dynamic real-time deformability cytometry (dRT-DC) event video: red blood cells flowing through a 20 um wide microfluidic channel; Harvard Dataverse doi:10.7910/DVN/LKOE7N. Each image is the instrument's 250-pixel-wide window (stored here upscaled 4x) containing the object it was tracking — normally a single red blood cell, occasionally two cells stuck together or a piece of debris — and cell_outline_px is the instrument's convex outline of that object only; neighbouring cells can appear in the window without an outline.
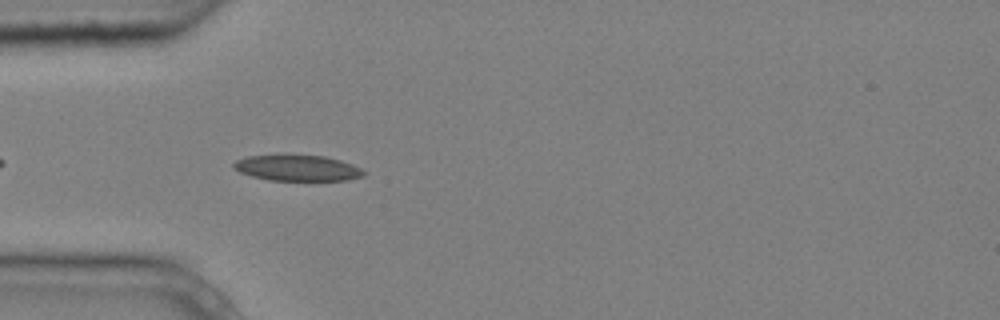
{"species": "common noctule bat (a hibernating species)", "species_latin": "Nyctalus noctula", "temperature_condition": "cold", "stored_images_in_passage": 6, "camera_frame_rate_fps": 3000, "um_per_image_px": 0.085, "animal": {"sex": "male", "body_mass_g": 20.4}, "frame": {"image": 1, "passage_image": 4, "time_ms": 1.0, "image_size_px": [1000, 320], "cell_outline_px": [[368, 172], [364, 176], [348, 180], [268, 180], [252, 176], [240, 172], [232, 168], [232, 164], [236, 160], [248, 156], [324, 156], [340, 160], [352, 164]], "centroid_in_image_um": [25.3, 14.29], "position_along_channel_um": 59.7, "area_um2": 19.36}}
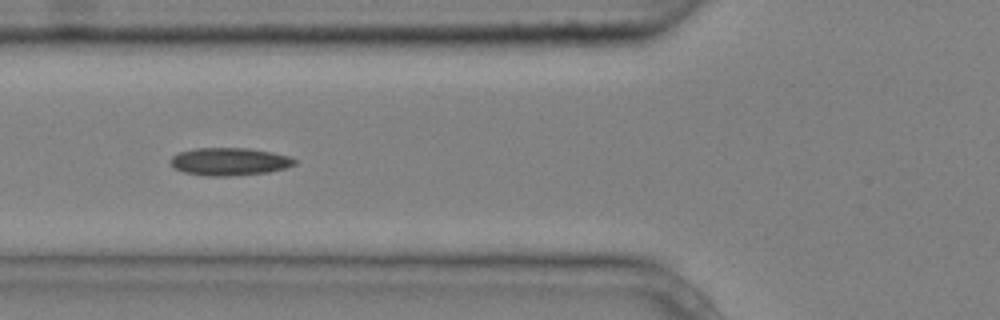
{"frame": {"image": 2, "passage_image": 5, "time_ms": 1.333, "image_size_px": [1000, 320], "cell_outline_px": [[296, 164], [284, 168], [268, 172], [232, 176], [204, 176], [184, 172], [176, 168], [168, 160], [176, 152], [196, 148], [248, 148], [272, 152], [292, 156], [296, 160]], "centroid_in_image_um": [19.5, 13.73], "position_along_channel_um": 106.3, "area_um2": 20.23}}